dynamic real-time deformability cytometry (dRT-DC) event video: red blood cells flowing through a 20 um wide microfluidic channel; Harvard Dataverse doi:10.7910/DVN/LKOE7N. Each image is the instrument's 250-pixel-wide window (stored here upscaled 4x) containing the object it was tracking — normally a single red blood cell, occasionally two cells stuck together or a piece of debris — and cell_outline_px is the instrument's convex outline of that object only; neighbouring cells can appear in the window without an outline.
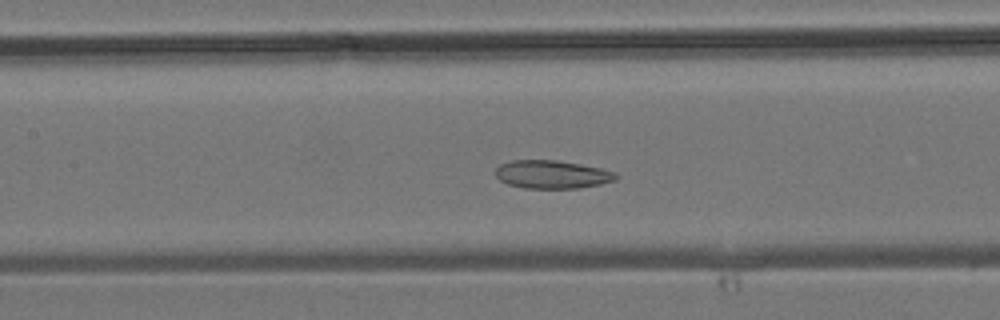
{"species": "common noctule bat (a hibernating species)", "species_latin": "Nyctalus noctula", "temperature_condition": "room temperature", "stored_images_in_passage": 43, "camera_frame_rate_fps": 3000, "um_per_image_px": 0.085, "animal": {"sex": "male", "body_mass_g": 19.2, "forearm_length_mm": 51.8}, "frame": {"image": 1, "passage_image": 19, "time_ms": 6.0, "image_size_px": [1000, 320], "cell_outline_px": [[616, 180], [600, 184], [580, 188], [524, 188], [508, 184], [500, 180], [496, 176], [496, 168], [500, 164], [512, 160], [556, 160], [580, 164], [600, 168], [616, 172]], "centroid_in_image_um": [46.91, 14.82], "position_along_channel_um": 160.5, "area_um2": 19.71}}
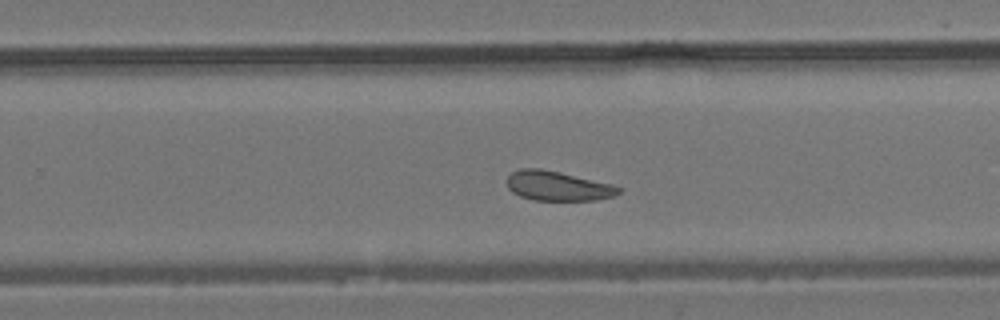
{"frame": {"image": 2, "passage_image": 27, "time_ms": 8.667, "image_size_px": [1000, 320], "cell_outline_px": [[624, 188], [620, 192], [612, 196], [596, 200], [532, 200], [520, 196], [512, 192], [508, 188], [504, 180], [512, 172], [520, 168], [540, 168], [560, 172], [612, 184]], "centroid_in_image_um": [47.37, 15.8], "position_along_channel_um": 282.4, "area_um2": 19.42}}
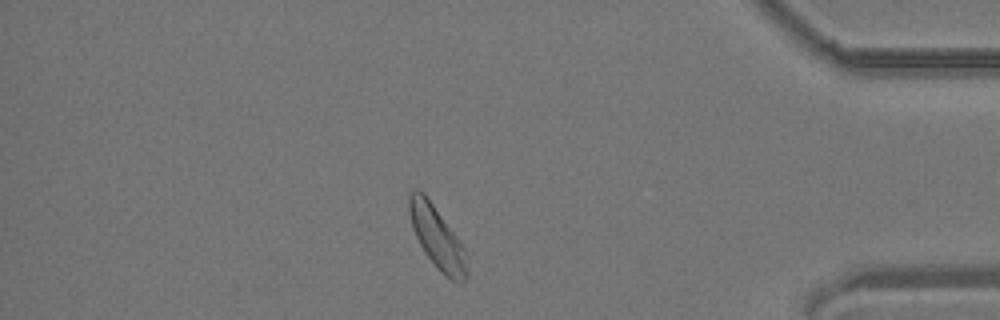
{"frame": {"image": 3, "passage_image": 37, "time_ms": 12.0, "image_size_px": [1000, 320], "cell_outline_px": [[468, 276], [464, 280], [452, 280], [444, 276], [440, 272], [424, 252], [412, 228], [408, 208], [408, 196], [416, 188], [424, 192], [456, 236], [464, 248], [468, 268]], "centroid_in_image_um": [37.14, 20.18], "position_along_channel_um": 398.1, "area_um2": 20.69}}